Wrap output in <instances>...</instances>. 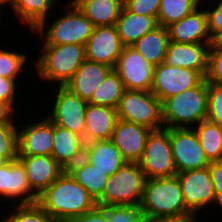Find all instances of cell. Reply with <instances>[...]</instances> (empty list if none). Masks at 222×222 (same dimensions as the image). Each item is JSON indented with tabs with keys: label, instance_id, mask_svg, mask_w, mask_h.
<instances>
[{
	"label": "cell",
	"instance_id": "obj_13",
	"mask_svg": "<svg viewBox=\"0 0 222 222\" xmlns=\"http://www.w3.org/2000/svg\"><path fill=\"white\" fill-rule=\"evenodd\" d=\"M154 68L132 46H126L118 57L114 70L119 74L126 90L150 91Z\"/></svg>",
	"mask_w": 222,
	"mask_h": 222
},
{
	"label": "cell",
	"instance_id": "obj_15",
	"mask_svg": "<svg viewBox=\"0 0 222 222\" xmlns=\"http://www.w3.org/2000/svg\"><path fill=\"white\" fill-rule=\"evenodd\" d=\"M18 130V156H51L54 124L45 117Z\"/></svg>",
	"mask_w": 222,
	"mask_h": 222
},
{
	"label": "cell",
	"instance_id": "obj_49",
	"mask_svg": "<svg viewBox=\"0 0 222 222\" xmlns=\"http://www.w3.org/2000/svg\"><path fill=\"white\" fill-rule=\"evenodd\" d=\"M1 5H2V4L0 3V17H1V8H2ZM0 19H2V18H0ZM0 23H1V20H0Z\"/></svg>",
	"mask_w": 222,
	"mask_h": 222
},
{
	"label": "cell",
	"instance_id": "obj_23",
	"mask_svg": "<svg viewBox=\"0 0 222 222\" xmlns=\"http://www.w3.org/2000/svg\"><path fill=\"white\" fill-rule=\"evenodd\" d=\"M84 159L108 177L127 163L111 139L85 143Z\"/></svg>",
	"mask_w": 222,
	"mask_h": 222
},
{
	"label": "cell",
	"instance_id": "obj_36",
	"mask_svg": "<svg viewBox=\"0 0 222 222\" xmlns=\"http://www.w3.org/2000/svg\"><path fill=\"white\" fill-rule=\"evenodd\" d=\"M27 61L25 53L12 52L0 47V76L19 80L16 78L19 76L20 71L22 73L23 66Z\"/></svg>",
	"mask_w": 222,
	"mask_h": 222
},
{
	"label": "cell",
	"instance_id": "obj_40",
	"mask_svg": "<svg viewBox=\"0 0 222 222\" xmlns=\"http://www.w3.org/2000/svg\"><path fill=\"white\" fill-rule=\"evenodd\" d=\"M217 5L210 10L206 9L208 16V31L212 43L222 36V0H218Z\"/></svg>",
	"mask_w": 222,
	"mask_h": 222
},
{
	"label": "cell",
	"instance_id": "obj_33",
	"mask_svg": "<svg viewBox=\"0 0 222 222\" xmlns=\"http://www.w3.org/2000/svg\"><path fill=\"white\" fill-rule=\"evenodd\" d=\"M14 206L1 222H56L37 202Z\"/></svg>",
	"mask_w": 222,
	"mask_h": 222
},
{
	"label": "cell",
	"instance_id": "obj_38",
	"mask_svg": "<svg viewBox=\"0 0 222 222\" xmlns=\"http://www.w3.org/2000/svg\"><path fill=\"white\" fill-rule=\"evenodd\" d=\"M205 79L209 83L222 84V47L216 42L210 45L208 51V71Z\"/></svg>",
	"mask_w": 222,
	"mask_h": 222
},
{
	"label": "cell",
	"instance_id": "obj_42",
	"mask_svg": "<svg viewBox=\"0 0 222 222\" xmlns=\"http://www.w3.org/2000/svg\"><path fill=\"white\" fill-rule=\"evenodd\" d=\"M209 169L216 194V203L222 207V160L211 161Z\"/></svg>",
	"mask_w": 222,
	"mask_h": 222
},
{
	"label": "cell",
	"instance_id": "obj_7",
	"mask_svg": "<svg viewBox=\"0 0 222 222\" xmlns=\"http://www.w3.org/2000/svg\"><path fill=\"white\" fill-rule=\"evenodd\" d=\"M117 116L119 119L142 125L150 130L164 127L162 102L151 91L125 89L117 107Z\"/></svg>",
	"mask_w": 222,
	"mask_h": 222
},
{
	"label": "cell",
	"instance_id": "obj_19",
	"mask_svg": "<svg viewBox=\"0 0 222 222\" xmlns=\"http://www.w3.org/2000/svg\"><path fill=\"white\" fill-rule=\"evenodd\" d=\"M18 160L23 164L28 183L37 195H40L65 171L52 156H18Z\"/></svg>",
	"mask_w": 222,
	"mask_h": 222
},
{
	"label": "cell",
	"instance_id": "obj_47",
	"mask_svg": "<svg viewBox=\"0 0 222 222\" xmlns=\"http://www.w3.org/2000/svg\"><path fill=\"white\" fill-rule=\"evenodd\" d=\"M6 162H7V161H6L4 158L0 157V167H1L2 165H4Z\"/></svg>",
	"mask_w": 222,
	"mask_h": 222
},
{
	"label": "cell",
	"instance_id": "obj_3",
	"mask_svg": "<svg viewBox=\"0 0 222 222\" xmlns=\"http://www.w3.org/2000/svg\"><path fill=\"white\" fill-rule=\"evenodd\" d=\"M149 220L191 214L185 207L182 188L177 175L146 179L141 200Z\"/></svg>",
	"mask_w": 222,
	"mask_h": 222
},
{
	"label": "cell",
	"instance_id": "obj_16",
	"mask_svg": "<svg viewBox=\"0 0 222 222\" xmlns=\"http://www.w3.org/2000/svg\"><path fill=\"white\" fill-rule=\"evenodd\" d=\"M0 196L4 199H20L18 204H31L38 195L31 189L25 168L18 160L7 161L0 167ZM18 198V199H16Z\"/></svg>",
	"mask_w": 222,
	"mask_h": 222
},
{
	"label": "cell",
	"instance_id": "obj_44",
	"mask_svg": "<svg viewBox=\"0 0 222 222\" xmlns=\"http://www.w3.org/2000/svg\"><path fill=\"white\" fill-rule=\"evenodd\" d=\"M14 111V108L9 103L0 100V124L14 123V118L12 117Z\"/></svg>",
	"mask_w": 222,
	"mask_h": 222
},
{
	"label": "cell",
	"instance_id": "obj_1",
	"mask_svg": "<svg viewBox=\"0 0 222 222\" xmlns=\"http://www.w3.org/2000/svg\"><path fill=\"white\" fill-rule=\"evenodd\" d=\"M37 203L56 222H73L97 205L89 192L67 170L38 195Z\"/></svg>",
	"mask_w": 222,
	"mask_h": 222
},
{
	"label": "cell",
	"instance_id": "obj_30",
	"mask_svg": "<svg viewBox=\"0 0 222 222\" xmlns=\"http://www.w3.org/2000/svg\"><path fill=\"white\" fill-rule=\"evenodd\" d=\"M193 127L208 160H222V126L205 119Z\"/></svg>",
	"mask_w": 222,
	"mask_h": 222
},
{
	"label": "cell",
	"instance_id": "obj_14",
	"mask_svg": "<svg viewBox=\"0 0 222 222\" xmlns=\"http://www.w3.org/2000/svg\"><path fill=\"white\" fill-rule=\"evenodd\" d=\"M124 47L115 25L96 26L85 44V57L114 69Z\"/></svg>",
	"mask_w": 222,
	"mask_h": 222
},
{
	"label": "cell",
	"instance_id": "obj_32",
	"mask_svg": "<svg viewBox=\"0 0 222 222\" xmlns=\"http://www.w3.org/2000/svg\"><path fill=\"white\" fill-rule=\"evenodd\" d=\"M202 0H161L157 16L158 24L168 27L192 13Z\"/></svg>",
	"mask_w": 222,
	"mask_h": 222
},
{
	"label": "cell",
	"instance_id": "obj_24",
	"mask_svg": "<svg viewBox=\"0 0 222 222\" xmlns=\"http://www.w3.org/2000/svg\"><path fill=\"white\" fill-rule=\"evenodd\" d=\"M54 143L51 156L67 170L84 158L85 140L68 129L54 125Z\"/></svg>",
	"mask_w": 222,
	"mask_h": 222
},
{
	"label": "cell",
	"instance_id": "obj_26",
	"mask_svg": "<svg viewBox=\"0 0 222 222\" xmlns=\"http://www.w3.org/2000/svg\"><path fill=\"white\" fill-rule=\"evenodd\" d=\"M96 26H113L117 22L124 0H71Z\"/></svg>",
	"mask_w": 222,
	"mask_h": 222
},
{
	"label": "cell",
	"instance_id": "obj_28",
	"mask_svg": "<svg viewBox=\"0 0 222 222\" xmlns=\"http://www.w3.org/2000/svg\"><path fill=\"white\" fill-rule=\"evenodd\" d=\"M55 0H11L10 6L19 22L27 25L31 31L37 26H45L47 16L50 14Z\"/></svg>",
	"mask_w": 222,
	"mask_h": 222
},
{
	"label": "cell",
	"instance_id": "obj_17",
	"mask_svg": "<svg viewBox=\"0 0 222 222\" xmlns=\"http://www.w3.org/2000/svg\"><path fill=\"white\" fill-rule=\"evenodd\" d=\"M150 131L147 127L118 118L111 140L127 162L138 163Z\"/></svg>",
	"mask_w": 222,
	"mask_h": 222
},
{
	"label": "cell",
	"instance_id": "obj_41",
	"mask_svg": "<svg viewBox=\"0 0 222 222\" xmlns=\"http://www.w3.org/2000/svg\"><path fill=\"white\" fill-rule=\"evenodd\" d=\"M17 80L0 76V100L9 103L13 108L16 100ZM16 82V83H15Z\"/></svg>",
	"mask_w": 222,
	"mask_h": 222
},
{
	"label": "cell",
	"instance_id": "obj_37",
	"mask_svg": "<svg viewBox=\"0 0 222 222\" xmlns=\"http://www.w3.org/2000/svg\"><path fill=\"white\" fill-rule=\"evenodd\" d=\"M208 85V113L207 119L222 126V84Z\"/></svg>",
	"mask_w": 222,
	"mask_h": 222
},
{
	"label": "cell",
	"instance_id": "obj_18",
	"mask_svg": "<svg viewBox=\"0 0 222 222\" xmlns=\"http://www.w3.org/2000/svg\"><path fill=\"white\" fill-rule=\"evenodd\" d=\"M211 44L170 41L164 64L198 71L204 78L208 71V51Z\"/></svg>",
	"mask_w": 222,
	"mask_h": 222
},
{
	"label": "cell",
	"instance_id": "obj_4",
	"mask_svg": "<svg viewBox=\"0 0 222 222\" xmlns=\"http://www.w3.org/2000/svg\"><path fill=\"white\" fill-rule=\"evenodd\" d=\"M37 61L38 77L65 86L86 59L85 45H42Z\"/></svg>",
	"mask_w": 222,
	"mask_h": 222
},
{
	"label": "cell",
	"instance_id": "obj_11",
	"mask_svg": "<svg viewBox=\"0 0 222 222\" xmlns=\"http://www.w3.org/2000/svg\"><path fill=\"white\" fill-rule=\"evenodd\" d=\"M204 79L193 69L172 67L161 63L154 68L150 91L163 103L167 98L199 85Z\"/></svg>",
	"mask_w": 222,
	"mask_h": 222
},
{
	"label": "cell",
	"instance_id": "obj_35",
	"mask_svg": "<svg viewBox=\"0 0 222 222\" xmlns=\"http://www.w3.org/2000/svg\"><path fill=\"white\" fill-rule=\"evenodd\" d=\"M15 125L0 124V157L6 161L18 159V130Z\"/></svg>",
	"mask_w": 222,
	"mask_h": 222
},
{
	"label": "cell",
	"instance_id": "obj_20",
	"mask_svg": "<svg viewBox=\"0 0 222 222\" xmlns=\"http://www.w3.org/2000/svg\"><path fill=\"white\" fill-rule=\"evenodd\" d=\"M170 41L178 43L212 44L208 31L206 9L196 8L192 13L167 27Z\"/></svg>",
	"mask_w": 222,
	"mask_h": 222
},
{
	"label": "cell",
	"instance_id": "obj_29",
	"mask_svg": "<svg viewBox=\"0 0 222 222\" xmlns=\"http://www.w3.org/2000/svg\"><path fill=\"white\" fill-rule=\"evenodd\" d=\"M67 171L97 202L102 196L108 176L84 158L71 165Z\"/></svg>",
	"mask_w": 222,
	"mask_h": 222
},
{
	"label": "cell",
	"instance_id": "obj_10",
	"mask_svg": "<svg viewBox=\"0 0 222 222\" xmlns=\"http://www.w3.org/2000/svg\"><path fill=\"white\" fill-rule=\"evenodd\" d=\"M186 209L198 216V211L211 203L216 205V194L209 166L177 173Z\"/></svg>",
	"mask_w": 222,
	"mask_h": 222
},
{
	"label": "cell",
	"instance_id": "obj_39",
	"mask_svg": "<svg viewBox=\"0 0 222 222\" xmlns=\"http://www.w3.org/2000/svg\"><path fill=\"white\" fill-rule=\"evenodd\" d=\"M161 0H124V6L138 15L158 16Z\"/></svg>",
	"mask_w": 222,
	"mask_h": 222
},
{
	"label": "cell",
	"instance_id": "obj_8",
	"mask_svg": "<svg viewBox=\"0 0 222 222\" xmlns=\"http://www.w3.org/2000/svg\"><path fill=\"white\" fill-rule=\"evenodd\" d=\"M138 164L146 179L177 175L170 142V128L150 131Z\"/></svg>",
	"mask_w": 222,
	"mask_h": 222
},
{
	"label": "cell",
	"instance_id": "obj_6",
	"mask_svg": "<svg viewBox=\"0 0 222 222\" xmlns=\"http://www.w3.org/2000/svg\"><path fill=\"white\" fill-rule=\"evenodd\" d=\"M145 180L139 164L127 162L108 177L103 196L96 203L102 207L141 203Z\"/></svg>",
	"mask_w": 222,
	"mask_h": 222
},
{
	"label": "cell",
	"instance_id": "obj_5",
	"mask_svg": "<svg viewBox=\"0 0 222 222\" xmlns=\"http://www.w3.org/2000/svg\"><path fill=\"white\" fill-rule=\"evenodd\" d=\"M68 11L58 17L49 27L37 26L33 32L42 37L43 45H85L94 30V25L70 0ZM47 27V29H45ZM46 30V31H45ZM44 38V39H43Z\"/></svg>",
	"mask_w": 222,
	"mask_h": 222
},
{
	"label": "cell",
	"instance_id": "obj_27",
	"mask_svg": "<svg viewBox=\"0 0 222 222\" xmlns=\"http://www.w3.org/2000/svg\"><path fill=\"white\" fill-rule=\"evenodd\" d=\"M169 42L168 29L159 25L154 30L146 33L132 47L137 50L145 60L156 67L164 63Z\"/></svg>",
	"mask_w": 222,
	"mask_h": 222
},
{
	"label": "cell",
	"instance_id": "obj_12",
	"mask_svg": "<svg viewBox=\"0 0 222 222\" xmlns=\"http://www.w3.org/2000/svg\"><path fill=\"white\" fill-rule=\"evenodd\" d=\"M51 114L46 116L54 125L68 129L84 137L85 113L88 102L65 86H58Z\"/></svg>",
	"mask_w": 222,
	"mask_h": 222
},
{
	"label": "cell",
	"instance_id": "obj_22",
	"mask_svg": "<svg viewBox=\"0 0 222 222\" xmlns=\"http://www.w3.org/2000/svg\"><path fill=\"white\" fill-rule=\"evenodd\" d=\"M117 120V109L88 103L83 137L85 143L110 140Z\"/></svg>",
	"mask_w": 222,
	"mask_h": 222
},
{
	"label": "cell",
	"instance_id": "obj_2",
	"mask_svg": "<svg viewBox=\"0 0 222 222\" xmlns=\"http://www.w3.org/2000/svg\"><path fill=\"white\" fill-rule=\"evenodd\" d=\"M208 85L204 79L199 85L167 98L162 103L164 128H192L207 119Z\"/></svg>",
	"mask_w": 222,
	"mask_h": 222
},
{
	"label": "cell",
	"instance_id": "obj_31",
	"mask_svg": "<svg viewBox=\"0 0 222 222\" xmlns=\"http://www.w3.org/2000/svg\"><path fill=\"white\" fill-rule=\"evenodd\" d=\"M124 90L119 74L113 69L97 88L88 103L117 109Z\"/></svg>",
	"mask_w": 222,
	"mask_h": 222
},
{
	"label": "cell",
	"instance_id": "obj_46",
	"mask_svg": "<svg viewBox=\"0 0 222 222\" xmlns=\"http://www.w3.org/2000/svg\"><path fill=\"white\" fill-rule=\"evenodd\" d=\"M11 0H0V3L4 6V5H9ZM8 3V4H7Z\"/></svg>",
	"mask_w": 222,
	"mask_h": 222
},
{
	"label": "cell",
	"instance_id": "obj_25",
	"mask_svg": "<svg viewBox=\"0 0 222 222\" xmlns=\"http://www.w3.org/2000/svg\"><path fill=\"white\" fill-rule=\"evenodd\" d=\"M158 26L156 17L132 13L125 6L115 23L118 35L125 47L133 46L146 33Z\"/></svg>",
	"mask_w": 222,
	"mask_h": 222
},
{
	"label": "cell",
	"instance_id": "obj_48",
	"mask_svg": "<svg viewBox=\"0 0 222 222\" xmlns=\"http://www.w3.org/2000/svg\"><path fill=\"white\" fill-rule=\"evenodd\" d=\"M216 43L222 47V36L216 41Z\"/></svg>",
	"mask_w": 222,
	"mask_h": 222
},
{
	"label": "cell",
	"instance_id": "obj_21",
	"mask_svg": "<svg viewBox=\"0 0 222 222\" xmlns=\"http://www.w3.org/2000/svg\"><path fill=\"white\" fill-rule=\"evenodd\" d=\"M112 70V67L85 59L65 87L88 102Z\"/></svg>",
	"mask_w": 222,
	"mask_h": 222
},
{
	"label": "cell",
	"instance_id": "obj_34",
	"mask_svg": "<svg viewBox=\"0 0 222 222\" xmlns=\"http://www.w3.org/2000/svg\"><path fill=\"white\" fill-rule=\"evenodd\" d=\"M106 214L109 222H149L148 215L141 203L107 206Z\"/></svg>",
	"mask_w": 222,
	"mask_h": 222
},
{
	"label": "cell",
	"instance_id": "obj_45",
	"mask_svg": "<svg viewBox=\"0 0 222 222\" xmlns=\"http://www.w3.org/2000/svg\"><path fill=\"white\" fill-rule=\"evenodd\" d=\"M149 222H198L196 215H185L177 217H159L149 220Z\"/></svg>",
	"mask_w": 222,
	"mask_h": 222
},
{
	"label": "cell",
	"instance_id": "obj_9",
	"mask_svg": "<svg viewBox=\"0 0 222 222\" xmlns=\"http://www.w3.org/2000/svg\"><path fill=\"white\" fill-rule=\"evenodd\" d=\"M170 142L177 173L210 165L193 128H170Z\"/></svg>",
	"mask_w": 222,
	"mask_h": 222
},
{
	"label": "cell",
	"instance_id": "obj_43",
	"mask_svg": "<svg viewBox=\"0 0 222 222\" xmlns=\"http://www.w3.org/2000/svg\"><path fill=\"white\" fill-rule=\"evenodd\" d=\"M73 222H109L106 207L96 205L92 210L77 217Z\"/></svg>",
	"mask_w": 222,
	"mask_h": 222
}]
</instances>
